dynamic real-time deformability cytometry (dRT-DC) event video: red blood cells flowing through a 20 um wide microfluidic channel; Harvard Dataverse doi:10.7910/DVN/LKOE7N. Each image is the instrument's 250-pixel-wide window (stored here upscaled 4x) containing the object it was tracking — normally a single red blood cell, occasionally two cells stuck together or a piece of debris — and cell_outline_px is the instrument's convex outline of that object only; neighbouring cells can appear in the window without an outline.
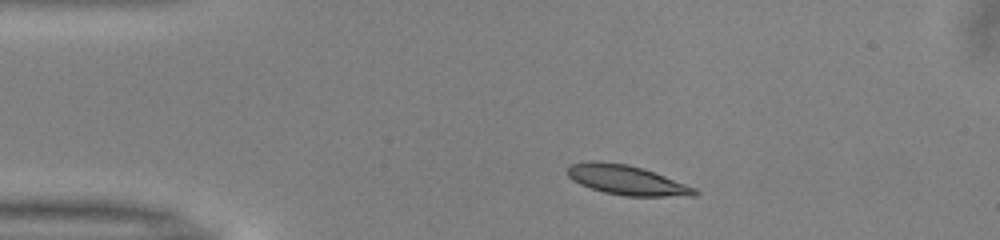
{"species": "common noctule bat (a hibernating species)", "species_latin": "Nyctalus noctula", "temperature_condition": "warm", "stored_images_in_passage": 42, "camera_frame_rate_fps": 3000, "um_per_image_px": 0.085, "animal": {"sex": "male", "body_mass_g": 13.0, "forearm_length_mm": 53.1}, "frame": {"image": 1, "passage_image": 1, "time_ms": 0.0, "image_size_px": [1000, 240], "cell_outline_px": [[700, 192], [696, 196], [624, 196], [604, 192], [580, 184], [572, 180], [564, 172], [564, 168], [568, 164], [588, 160], [600, 160], [628, 164], [644, 168], [696, 188]], "centroid_in_image_um": [53.2, 15.28], "position_along_channel_um": 31.8, "area_um2": 22.48}}
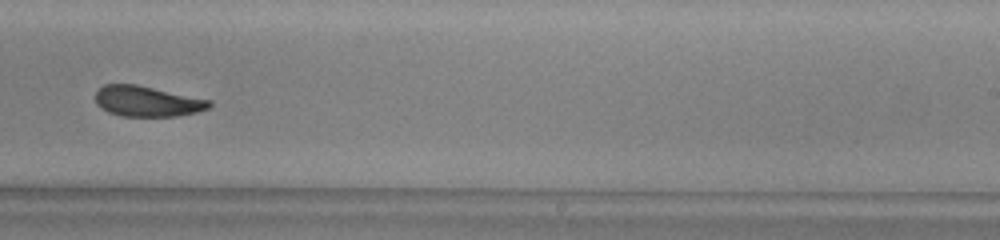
{"frame": {"image": 2, "passage_image": 23, "time_ms": 7.333, "image_size_px": [1000, 240], "cell_outline_px": [[212, 104], [208, 108], [196, 112], [176, 116], [124, 116], [108, 112], [96, 104], [96, 92], [104, 84], [136, 84], [212, 100]], "centroid_in_image_um": [12.52, 8.6], "position_along_channel_um": 276.5, "area_um2": 20.17}}
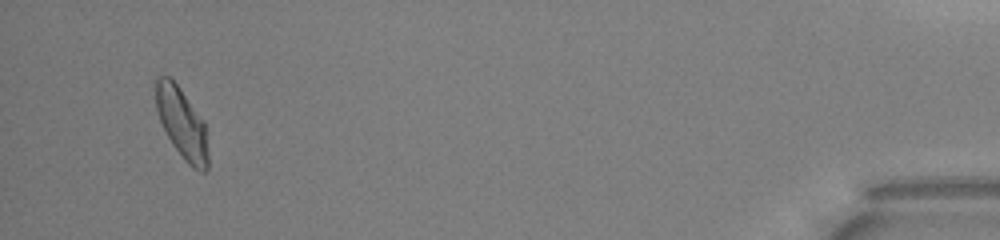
{"frame": {"image": 3, "passage_image": 40, "time_ms": 13.0, "image_size_px": [1000, 240], "cell_outline_px": [[208, 168], [204, 172], [200, 172], [192, 168], [184, 160], [172, 144], [156, 112], [152, 84], [152, 80], [156, 76], [168, 76], [180, 88], [204, 120], [208, 152]], "centroid_in_image_um": [15.41, 10.42], "position_along_channel_um": 419.8, "area_um2": 22.08}, "authors_computed_cell_mechanics": {"area_um2": 21.5883, "velocity_mm_per_s": 3.9836, "shape_relaxation_time_tau1_ms": 3.9434, "shape_relaxation_time_tau2_ms": 2.9656, "deformation_change_tau1": 0.1205, "deformation_change_tau2": 0.0709}}